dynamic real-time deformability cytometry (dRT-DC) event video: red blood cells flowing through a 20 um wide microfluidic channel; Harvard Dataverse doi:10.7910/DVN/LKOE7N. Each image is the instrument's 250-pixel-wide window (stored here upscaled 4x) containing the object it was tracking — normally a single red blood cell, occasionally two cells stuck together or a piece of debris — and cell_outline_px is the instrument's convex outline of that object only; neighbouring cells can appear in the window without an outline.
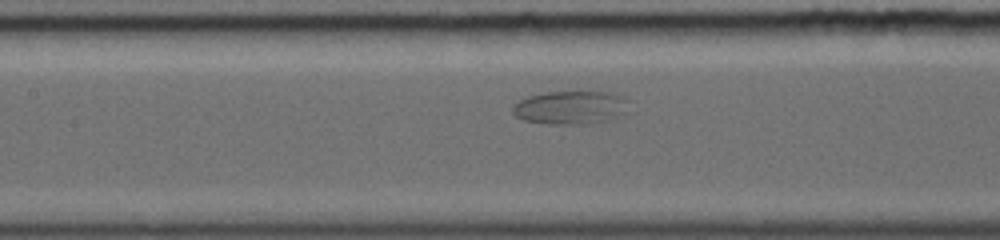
{"species": "common noctule bat (a hibernating species)", "species_latin": "Nyctalus noctula", "temperature_condition": "warm", "stored_images_in_passage": 40, "camera_frame_rate_fps": 5000, "um_per_image_px": 0.085, "animal": {"sex": "female", "body_mass_g": 19.0, "forearm_length_mm": 56.7}, "frame": {"image": 1, "passage_image": 12, "time_ms": 5.0, "image_size_px": [1000, 240], "cell_outline_px": [[636, 112], [608, 120], [584, 124], [548, 124], [524, 120], [516, 116], [512, 112], [512, 104], [528, 96], [544, 92], [608, 92], [624, 96], [628, 100]], "centroid_in_image_um": [48.62, 9.14], "position_along_channel_um": 158.8, "area_um2": 23.35}}
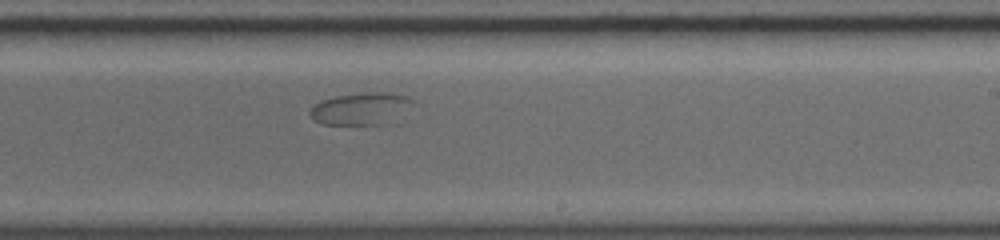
{"frame": {"image": 2, "passage_image": 21, "time_ms": 7.4, "image_size_px": [1000, 240], "cell_outline_px": [[416, 100], [388, 124], [324, 124], [312, 120], [308, 112], [320, 100], [336, 96], [364, 92], [388, 92], [408, 96]], "centroid_in_image_um": [30.65, 9.22], "position_along_channel_um": 258.3, "area_um2": 19.19}}
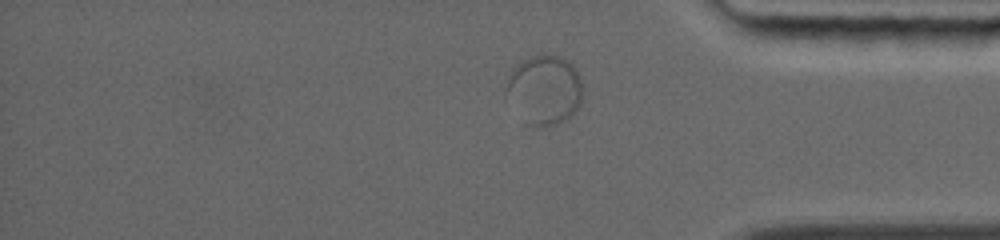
{"frame": {"image": 3, "passage_image": 35, "time_ms": 10.8, "image_size_px": [1000, 240], "cell_outline_px": [[580, 104], [564, 120], [556, 124], [540, 128], [532, 128], [524, 124], [504, 100], [504, 88], [512, 68], [524, 60], [532, 56], [556, 56], [568, 60], [572, 64], [580, 80]], "centroid_in_image_um": [46.15, 7.71], "position_along_channel_um": 389.1, "area_um2": 31.33}}